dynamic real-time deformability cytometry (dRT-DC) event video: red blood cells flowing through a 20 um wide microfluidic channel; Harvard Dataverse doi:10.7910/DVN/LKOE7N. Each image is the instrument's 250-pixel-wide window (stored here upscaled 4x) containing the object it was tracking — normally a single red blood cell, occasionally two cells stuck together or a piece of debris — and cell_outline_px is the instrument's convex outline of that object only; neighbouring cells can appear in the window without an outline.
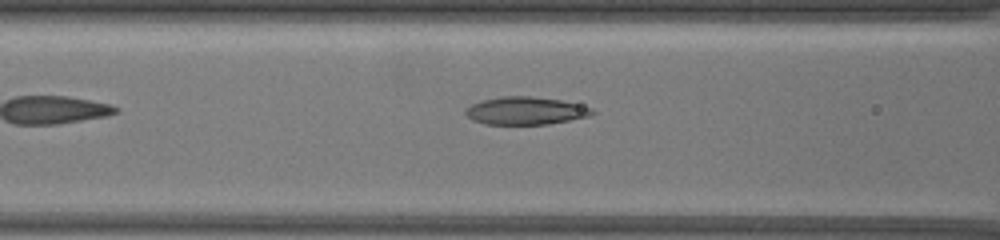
{"species": "common noctule bat (a hibernating species)", "species_latin": "Nyctalus noctula", "temperature_condition": "warm", "stored_images_in_passage": 39, "camera_frame_rate_fps": 3000, "um_per_image_px": 0.085, "animal": {"sex": "female", "body_mass_g": 19.5, "forearm_length_mm": 54.1}, "frame": {"image": 1, "passage_image": 7, "time_ms": 2.0, "image_size_px": [1000, 240], "cell_outline_px": [[596, 112], [588, 116], [548, 124], [484, 124], [472, 120], [464, 112], [464, 108], [472, 104], [484, 100], [500, 96], [532, 96], [560, 100], [592, 108]], "centroid_in_image_um": [44.63, 9.41], "position_along_channel_um": 122.0, "area_um2": 20.35}}
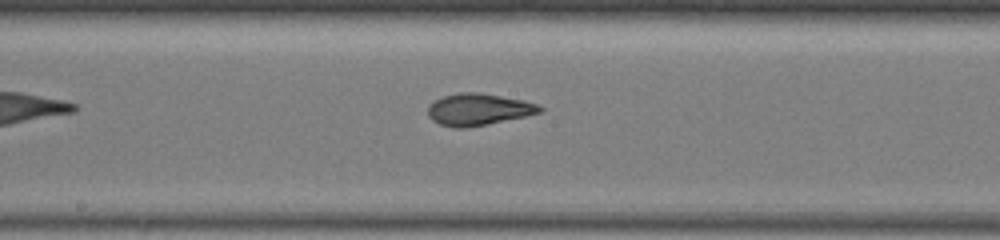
{"frame": {"image": 2, "passage_image": 16, "time_ms": 5.0, "image_size_px": [1000, 240], "cell_outline_px": [[544, 108], [540, 112], [524, 116], [488, 124], [464, 128], [456, 128], [440, 124], [432, 120], [428, 116], [428, 104], [444, 96], [460, 92], [480, 92], [524, 100], [536, 104]], "centroid_in_image_um": [40.64, 9.3], "position_along_channel_um": 207.6, "area_um2": 20.63}}
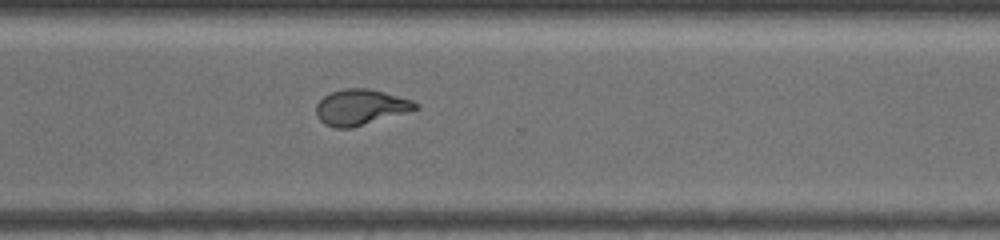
{"frame": {"image": 3, "passage_image": 30, "time_ms": 9.667, "image_size_px": [1000, 240], "cell_outline_px": [[420, 108], [352, 128], [336, 128], [324, 124], [316, 116], [316, 104], [324, 96], [332, 92], [344, 88], [368, 88], [384, 92], [412, 100], [420, 104]], "centroid_in_image_um": [30.64, 9.11], "position_along_channel_um": 340.0, "area_um2": 20.63}}